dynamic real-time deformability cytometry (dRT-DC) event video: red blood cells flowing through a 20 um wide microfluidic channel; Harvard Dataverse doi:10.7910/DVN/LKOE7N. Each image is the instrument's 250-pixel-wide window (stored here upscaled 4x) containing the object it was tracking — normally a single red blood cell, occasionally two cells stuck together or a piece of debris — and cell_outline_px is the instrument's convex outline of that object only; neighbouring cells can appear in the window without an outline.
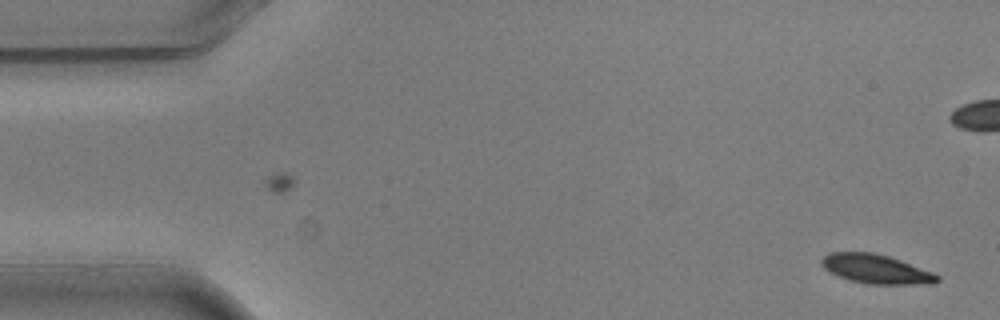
{"species": "common noctule bat (a hibernating species)", "species_latin": "Nyctalus noctula", "temperature_condition": "warm", "stored_images_in_passage": 3, "camera_frame_rate_fps": 3000, "um_per_image_px": 0.085, "animal": {"sex": "male", "body_mass_g": 20.5, "forearm_length_mm": 52.5}, "frame": {"image": 1, "passage_image": 3, "time_ms": 0.667, "image_size_px": [1000, 320], "cell_outline_px": [[940, 280], [936, 284], [864, 284], [848, 280], [824, 268], [820, 264], [820, 260], [828, 252], [872, 252], [888, 256], [900, 260], [932, 272], [940, 276]], "centroid_in_image_um": [74.47, 22.87], "position_along_channel_um": 10.5, "area_um2": 19.71}}